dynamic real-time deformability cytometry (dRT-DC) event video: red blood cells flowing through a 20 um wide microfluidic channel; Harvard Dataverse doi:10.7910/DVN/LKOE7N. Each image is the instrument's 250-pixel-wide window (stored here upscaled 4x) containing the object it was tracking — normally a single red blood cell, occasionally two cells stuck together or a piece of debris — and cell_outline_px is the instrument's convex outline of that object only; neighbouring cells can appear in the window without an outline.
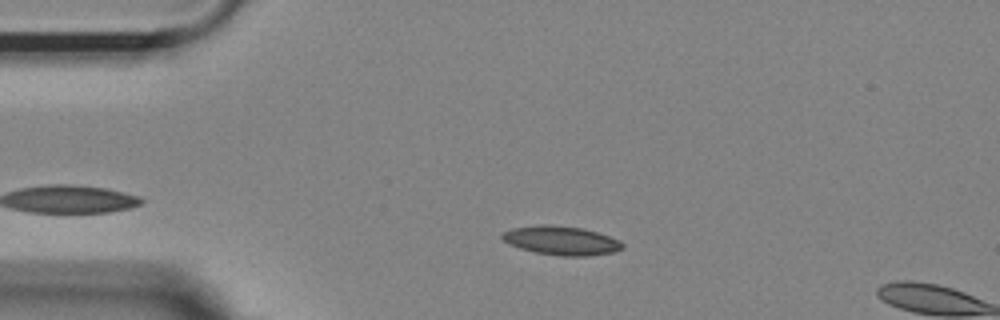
{"species": "Egyptian fruit bat (a non-hibernating species)", "species_latin": "Rousettus aegyptiacus", "temperature_condition": "room temperature", "stored_images_in_passage": 6, "camera_frame_rate_fps": 3000, "um_per_image_px": 0.085, "animal": {"sex": "female"}, "frame": {"image": 1, "passage_image": 4, "time_ms": 1.0, "image_size_px": [1000, 320], "cell_outline_px": [[624, 248], [612, 252], [588, 256], [560, 256], [536, 252], [520, 248], [508, 244], [500, 236], [504, 232], [512, 228], [540, 224], [548, 224], [584, 228], [620, 240], [624, 244]], "centroid_in_image_um": [47.71, 20.44], "position_along_channel_um": 37.3, "area_um2": 20.29}}